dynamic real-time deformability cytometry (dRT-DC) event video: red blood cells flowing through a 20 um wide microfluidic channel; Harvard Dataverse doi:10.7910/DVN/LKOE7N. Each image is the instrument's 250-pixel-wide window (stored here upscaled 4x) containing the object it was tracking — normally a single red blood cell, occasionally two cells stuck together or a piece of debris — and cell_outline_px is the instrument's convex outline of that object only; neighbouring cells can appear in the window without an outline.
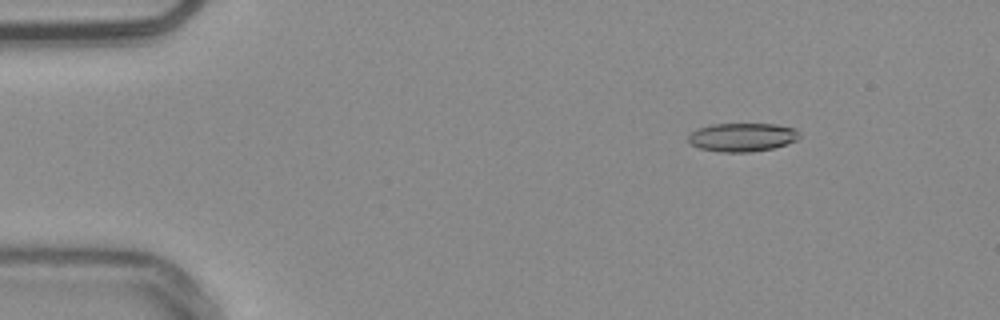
{"species": "common noctule bat (a hibernating species)", "species_latin": "Nyctalus noctula", "temperature_condition": "warm", "stored_images_in_passage": 55, "camera_frame_rate_fps": 3000, "um_per_image_px": 0.085, "animal": {"sex": "male", "body_mass_g": 20.4}, "frame": {"image": 1, "passage_image": 8, "time_ms": 2.333, "image_size_px": [1000, 320], "cell_outline_px": [[800, 136], [796, 140], [772, 148], [752, 152], [720, 152], [700, 148], [692, 144], [688, 140], [688, 132], [712, 124], [776, 124], [796, 128], [800, 132]], "centroid_in_image_um": [63.09, 11.65], "position_along_channel_um": 21.9, "area_um2": 18.5}}
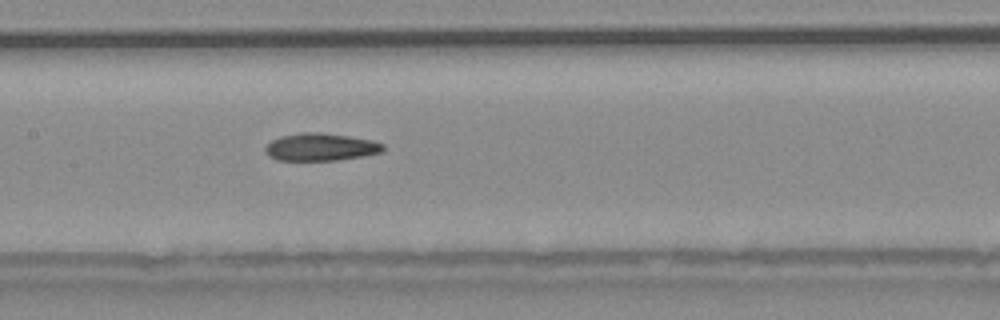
{"frame": {"image": 2, "passage_image": 27, "time_ms": 8.667, "image_size_px": [1000, 320], "cell_outline_px": [[384, 148], [380, 152], [364, 156], [336, 160], [276, 160], [268, 156], [264, 148], [272, 140], [280, 136], [300, 132], [320, 132], [348, 136], [372, 140], [384, 144]], "centroid_in_image_um": [27.23, 12.49], "position_along_channel_um": 180.2, "area_um2": 18.9}}
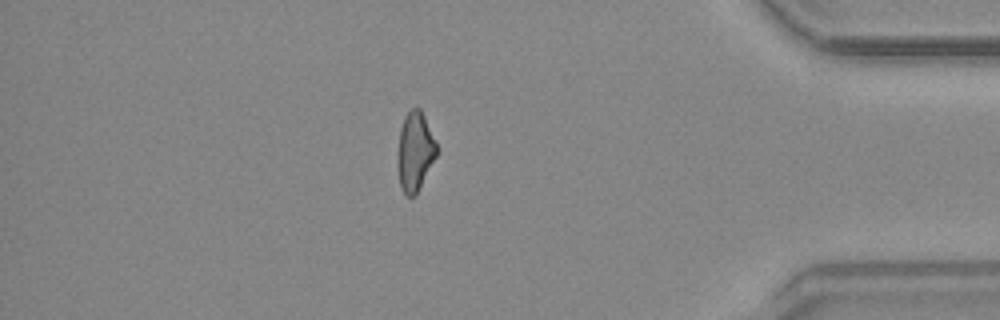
{"frame": {"image": 3, "passage_image": 47, "time_ms": 15.333, "image_size_px": [1000, 320], "cell_outline_px": [[440, 152], [416, 196], [408, 196], [400, 188], [400, 128], [404, 116], [412, 108], [420, 108], [440, 148]], "centroid_in_image_um": [35.37, 12.88], "position_along_channel_um": 399.8, "area_um2": 17.86}}